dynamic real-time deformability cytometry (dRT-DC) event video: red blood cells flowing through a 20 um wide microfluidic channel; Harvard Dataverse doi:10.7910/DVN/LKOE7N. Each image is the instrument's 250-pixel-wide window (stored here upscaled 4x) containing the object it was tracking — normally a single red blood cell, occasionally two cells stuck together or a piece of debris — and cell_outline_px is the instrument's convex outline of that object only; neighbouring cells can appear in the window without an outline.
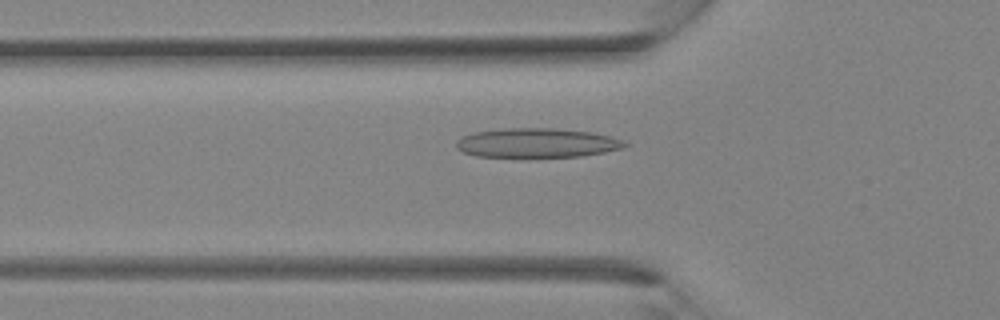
{"species": "Egyptian fruit bat (a non-hibernating species)", "species_latin": "Rousettus aegyptiacus", "temperature_condition": "room temperature", "stored_images_in_passage": 33, "camera_frame_rate_fps": 3000, "um_per_image_px": 0.085, "animal": {"sex": "female"}, "frame": {"image": 1, "passage_image": 12, "time_ms": 3.667, "image_size_px": [1000, 320], "cell_outline_px": [[632, 144], [624, 148], [584, 156], [476, 156], [464, 152], [456, 148], [456, 140], [464, 136], [476, 132], [508, 128], [552, 128], [592, 132], [612, 136], [624, 140]], "centroid_in_image_um": [45.73, 12.14], "position_along_channel_um": 80.1, "area_um2": 28.67}}
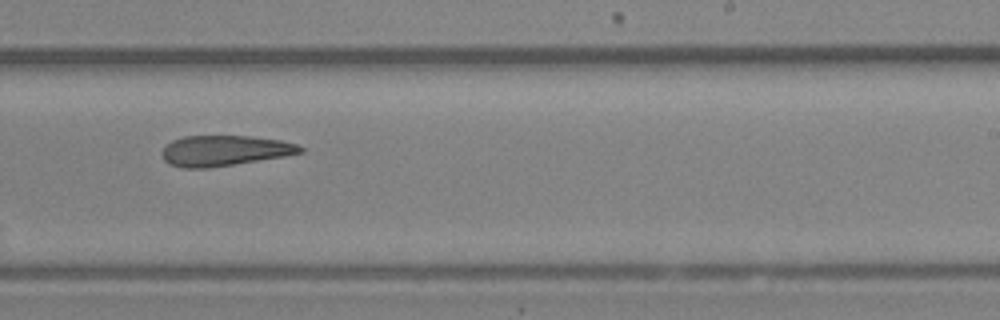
{"frame": {"image": 2, "passage_image": 22, "time_ms": 7.0, "image_size_px": [1000, 320], "cell_outline_px": [[304, 152], [284, 156], [208, 168], [180, 168], [168, 164], [164, 160], [160, 152], [172, 140], [184, 136], [248, 136], [280, 140], [296, 144], [304, 148]], "centroid_in_image_um": [19.04, 12.81], "position_along_channel_um": 270.0, "area_um2": 24.51}}
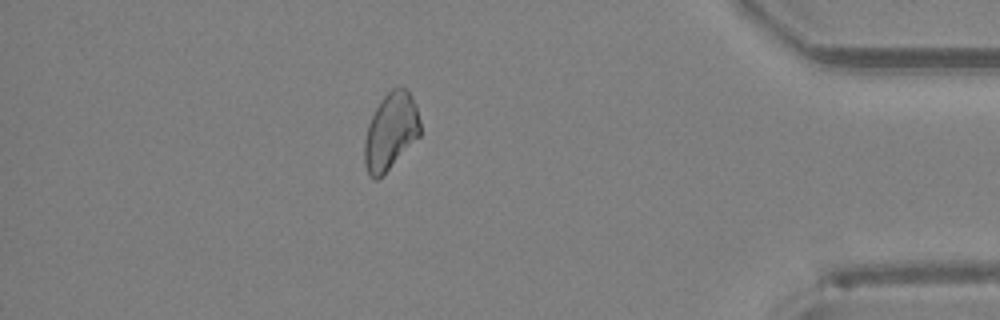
{"frame": {"image": 3, "passage_image": 31, "time_ms": 10.0, "image_size_px": [1000, 320], "cell_outline_px": [[420, 136], [376, 180], [372, 180], [364, 164], [364, 140], [368, 124], [380, 100], [392, 88], [404, 88], [412, 96], [416, 104], [420, 120]], "centroid_in_image_um": [33.2, 11.15], "position_along_channel_um": 402.0, "area_um2": 24.62}}